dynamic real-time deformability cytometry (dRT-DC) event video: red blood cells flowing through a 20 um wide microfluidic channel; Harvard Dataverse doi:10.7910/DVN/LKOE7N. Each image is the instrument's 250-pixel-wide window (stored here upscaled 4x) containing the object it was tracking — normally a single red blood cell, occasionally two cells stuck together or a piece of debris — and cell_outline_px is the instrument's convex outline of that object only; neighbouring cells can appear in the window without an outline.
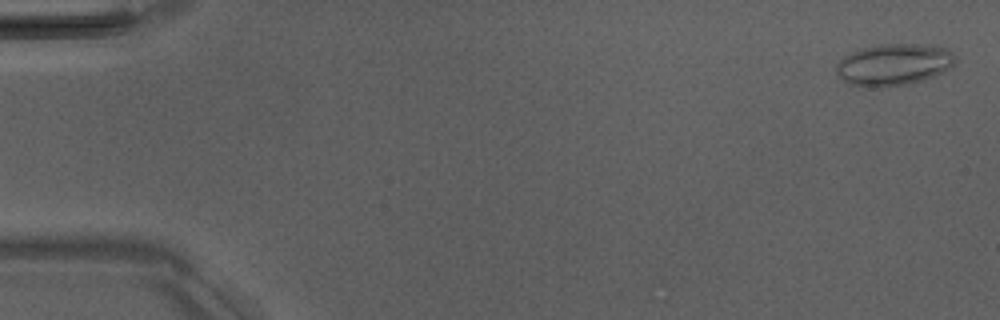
{"species": "Egyptian fruit bat (a non-hibernating species)", "species_latin": "Rousettus aegyptiacus", "temperature_condition": "room temperature", "stored_images_in_passage": 4, "camera_frame_rate_fps": 3000, "um_per_image_px": 0.085, "animal": {"sex": "male"}, "frame": {"image": 1, "passage_image": 1, "time_ms": 0.0, "image_size_px": [1000, 320], "cell_outline_px": [[956, 60], [948, 68], [924, 80], [908, 84], [880, 88], [872, 88], [848, 84], [836, 72], [836, 64], [844, 56], [852, 52], [864, 48], [884, 44], [916, 44], [948, 48], [956, 56]], "centroid_in_image_um": [75.95, 5.5], "position_along_channel_um": 9.0, "area_um2": 28.78}}